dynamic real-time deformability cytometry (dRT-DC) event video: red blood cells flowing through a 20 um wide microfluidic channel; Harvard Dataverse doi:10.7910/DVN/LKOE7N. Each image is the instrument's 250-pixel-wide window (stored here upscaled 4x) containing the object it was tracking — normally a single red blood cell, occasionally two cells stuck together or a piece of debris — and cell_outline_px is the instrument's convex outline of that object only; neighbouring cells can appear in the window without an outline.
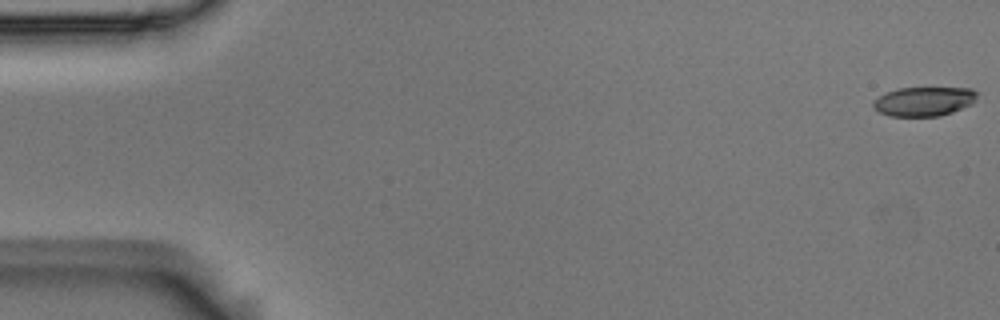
{"species": "Egyptian fruit bat (a non-hibernating species)", "species_latin": "Rousettus aegyptiacus", "temperature_condition": "room temperature", "stored_images_in_passage": 55, "camera_frame_rate_fps": 3000, "um_per_image_px": 0.085, "animal": {"sex": "male"}, "frame": {"image": 1, "passage_image": 1, "time_ms": 0.0, "image_size_px": [1000, 320], "cell_outline_px": [[976, 100], [972, 104], [952, 112], [940, 116], [888, 116], [880, 112], [872, 104], [872, 100], [888, 92], [900, 88], [972, 88], [976, 92]], "centroid_in_image_um": [78.55, 8.62], "position_along_channel_um": 6.5, "area_um2": 17.57}}
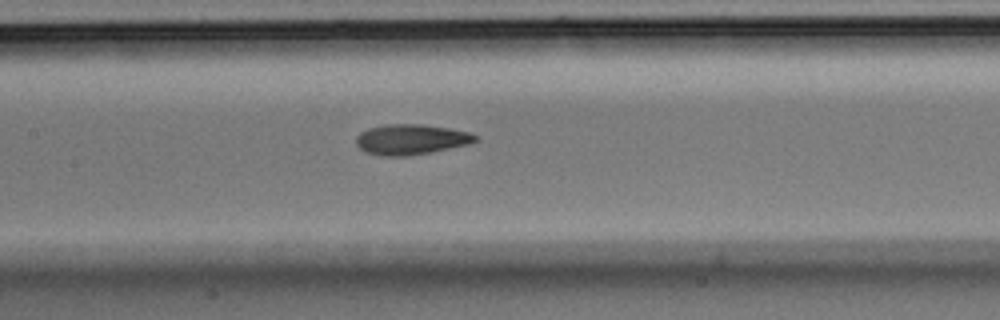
{"frame": {"image": 2, "passage_image": 26, "time_ms": 8.333, "image_size_px": [1000, 320], "cell_outline_px": [[476, 140], [468, 144], [408, 156], [380, 156], [364, 152], [356, 144], [356, 136], [360, 132], [368, 128], [384, 124], [420, 124], [448, 128], [468, 132], [476, 136]], "centroid_in_image_um": [34.85, 11.85], "position_along_channel_um": 172.6, "area_um2": 20.92}}
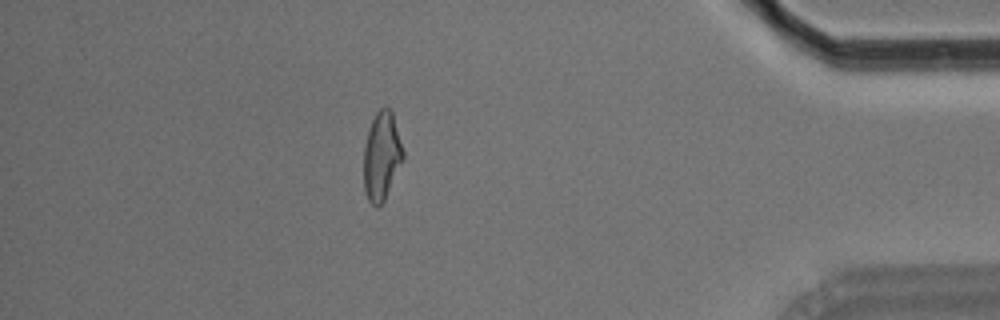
{"frame": {"image": 3, "passage_image": 48, "time_ms": 15.667, "image_size_px": [1000, 320], "cell_outline_px": [[404, 160], [384, 200], [376, 208], [368, 200], [364, 192], [364, 144], [372, 120], [376, 112], [384, 104], [392, 108], [404, 152]], "centroid_in_image_um": [32.46, 13.22], "position_along_channel_um": 402.7, "area_um2": 20.63}, "authors_computed_cell_mechanics": {"area_um2": 20.4034, "velocity_mm_per_s": 3.7233, "shape_relaxation_time_tau1_ms": 6.2045, "shape_relaxation_time_tau2_ms": 3.1632, "deformation_change_tau1": 0.2148, "deformation_change_tau2": 0.1085}}